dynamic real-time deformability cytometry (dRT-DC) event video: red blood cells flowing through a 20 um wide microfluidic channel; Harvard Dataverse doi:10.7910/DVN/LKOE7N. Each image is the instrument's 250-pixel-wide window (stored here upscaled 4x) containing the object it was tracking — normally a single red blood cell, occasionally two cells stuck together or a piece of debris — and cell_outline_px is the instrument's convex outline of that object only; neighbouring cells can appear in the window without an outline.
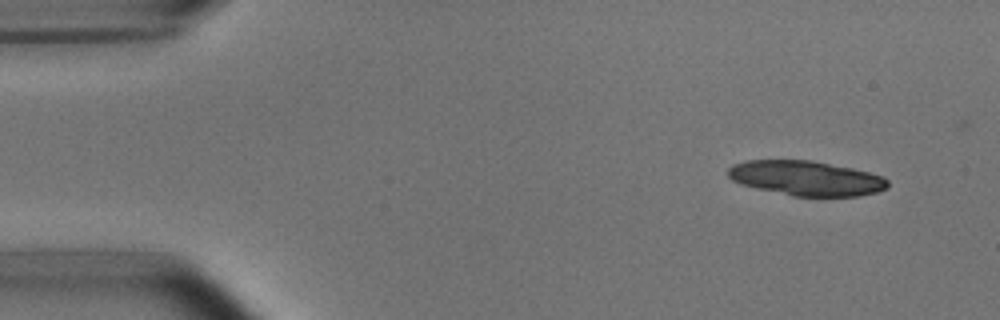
{"species": "common noctule bat (a hibernating species)", "species_latin": "Nyctalus noctula", "temperature_condition": "room temperature", "stored_images_in_passage": 5, "camera_frame_rate_fps": 3000, "um_per_image_px": 0.085, "animal": {"sex": "male", "body_mass_g": 15.6}, "frame": {"image": 1, "passage_image": 1, "time_ms": 0.0, "image_size_px": [1000, 320], "cell_outline_px": [[888, 188], [876, 192], [860, 196], [792, 196], [756, 188], [740, 184], [732, 180], [728, 176], [728, 168], [732, 164], [748, 160], [808, 160], [852, 168], [868, 172], [880, 176], [888, 180]], "centroid_in_image_um": [68.49, 15.15], "position_along_channel_um": 16.5, "area_um2": 32.25}}